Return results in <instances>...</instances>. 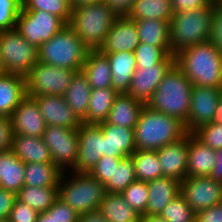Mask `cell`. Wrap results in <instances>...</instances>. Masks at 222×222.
Instances as JSON below:
<instances>
[{
  "label": "cell",
  "mask_w": 222,
  "mask_h": 222,
  "mask_svg": "<svg viewBox=\"0 0 222 222\" xmlns=\"http://www.w3.org/2000/svg\"><path fill=\"white\" fill-rule=\"evenodd\" d=\"M175 64L193 85L222 88V55L210 41L178 52Z\"/></svg>",
  "instance_id": "1"
},
{
  "label": "cell",
  "mask_w": 222,
  "mask_h": 222,
  "mask_svg": "<svg viewBox=\"0 0 222 222\" xmlns=\"http://www.w3.org/2000/svg\"><path fill=\"white\" fill-rule=\"evenodd\" d=\"M188 132L178 118L166 115L145 105L134 127L136 150L156 151L176 142Z\"/></svg>",
  "instance_id": "2"
},
{
  "label": "cell",
  "mask_w": 222,
  "mask_h": 222,
  "mask_svg": "<svg viewBox=\"0 0 222 222\" xmlns=\"http://www.w3.org/2000/svg\"><path fill=\"white\" fill-rule=\"evenodd\" d=\"M193 84L174 64L147 103L151 109L178 118L184 124L188 120Z\"/></svg>",
  "instance_id": "3"
},
{
  "label": "cell",
  "mask_w": 222,
  "mask_h": 222,
  "mask_svg": "<svg viewBox=\"0 0 222 222\" xmlns=\"http://www.w3.org/2000/svg\"><path fill=\"white\" fill-rule=\"evenodd\" d=\"M215 9L213 0L205 8L173 14L170 21V48L173 55L209 41Z\"/></svg>",
  "instance_id": "4"
},
{
  "label": "cell",
  "mask_w": 222,
  "mask_h": 222,
  "mask_svg": "<svg viewBox=\"0 0 222 222\" xmlns=\"http://www.w3.org/2000/svg\"><path fill=\"white\" fill-rule=\"evenodd\" d=\"M118 15L103 1L72 7L69 26L89 50H99Z\"/></svg>",
  "instance_id": "5"
},
{
  "label": "cell",
  "mask_w": 222,
  "mask_h": 222,
  "mask_svg": "<svg viewBox=\"0 0 222 222\" xmlns=\"http://www.w3.org/2000/svg\"><path fill=\"white\" fill-rule=\"evenodd\" d=\"M71 173L67 177L63 172L58 185V198L79 215L97 210L106 194L105 185L88 172Z\"/></svg>",
  "instance_id": "6"
},
{
  "label": "cell",
  "mask_w": 222,
  "mask_h": 222,
  "mask_svg": "<svg viewBox=\"0 0 222 222\" xmlns=\"http://www.w3.org/2000/svg\"><path fill=\"white\" fill-rule=\"evenodd\" d=\"M89 49L66 25L38 48V62L80 72Z\"/></svg>",
  "instance_id": "7"
},
{
  "label": "cell",
  "mask_w": 222,
  "mask_h": 222,
  "mask_svg": "<svg viewBox=\"0 0 222 222\" xmlns=\"http://www.w3.org/2000/svg\"><path fill=\"white\" fill-rule=\"evenodd\" d=\"M38 62V48L12 29L0 32V63L4 73L26 76Z\"/></svg>",
  "instance_id": "8"
},
{
  "label": "cell",
  "mask_w": 222,
  "mask_h": 222,
  "mask_svg": "<svg viewBox=\"0 0 222 222\" xmlns=\"http://www.w3.org/2000/svg\"><path fill=\"white\" fill-rule=\"evenodd\" d=\"M76 71L37 62L25 76L26 94L63 96Z\"/></svg>",
  "instance_id": "9"
},
{
  "label": "cell",
  "mask_w": 222,
  "mask_h": 222,
  "mask_svg": "<svg viewBox=\"0 0 222 222\" xmlns=\"http://www.w3.org/2000/svg\"><path fill=\"white\" fill-rule=\"evenodd\" d=\"M66 24L57 16L39 10H21L16 22V30L30 44L39 48L50 40Z\"/></svg>",
  "instance_id": "10"
},
{
  "label": "cell",
  "mask_w": 222,
  "mask_h": 222,
  "mask_svg": "<svg viewBox=\"0 0 222 222\" xmlns=\"http://www.w3.org/2000/svg\"><path fill=\"white\" fill-rule=\"evenodd\" d=\"M42 138L49 148L53 164L62 172H68L69 169L71 171L77 162L79 148L77 129L46 126Z\"/></svg>",
  "instance_id": "11"
},
{
  "label": "cell",
  "mask_w": 222,
  "mask_h": 222,
  "mask_svg": "<svg viewBox=\"0 0 222 222\" xmlns=\"http://www.w3.org/2000/svg\"><path fill=\"white\" fill-rule=\"evenodd\" d=\"M180 195L195 212L222 203V183L209 176L186 177L180 185Z\"/></svg>",
  "instance_id": "12"
},
{
  "label": "cell",
  "mask_w": 222,
  "mask_h": 222,
  "mask_svg": "<svg viewBox=\"0 0 222 222\" xmlns=\"http://www.w3.org/2000/svg\"><path fill=\"white\" fill-rule=\"evenodd\" d=\"M174 64L175 55L170 54L165 60L153 66L137 67L127 94L147 105L164 76Z\"/></svg>",
  "instance_id": "13"
},
{
  "label": "cell",
  "mask_w": 222,
  "mask_h": 222,
  "mask_svg": "<svg viewBox=\"0 0 222 222\" xmlns=\"http://www.w3.org/2000/svg\"><path fill=\"white\" fill-rule=\"evenodd\" d=\"M221 93L222 88L193 85L188 120L184 124L188 133H193L200 126L213 121Z\"/></svg>",
  "instance_id": "14"
},
{
  "label": "cell",
  "mask_w": 222,
  "mask_h": 222,
  "mask_svg": "<svg viewBox=\"0 0 222 222\" xmlns=\"http://www.w3.org/2000/svg\"><path fill=\"white\" fill-rule=\"evenodd\" d=\"M78 155L75 167L71 172H90L104 156V136L98 124L82 123L77 129Z\"/></svg>",
  "instance_id": "15"
},
{
  "label": "cell",
  "mask_w": 222,
  "mask_h": 222,
  "mask_svg": "<svg viewBox=\"0 0 222 222\" xmlns=\"http://www.w3.org/2000/svg\"><path fill=\"white\" fill-rule=\"evenodd\" d=\"M11 120L14 135L43 137L47 126L36 100L29 95L13 111Z\"/></svg>",
  "instance_id": "16"
},
{
  "label": "cell",
  "mask_w": 222,
  "mask_h": 222,
  "mask_svg": "<svg viewBox=\"0 0 222 222\" xmlns=\"http://www.w3.org/2000/svg\"><path fill=\"white\" fill-rule=\"evenodd\" d=\"M162 175L182 182L187 177L189 133L180 140L156 150Z\"/></svg>",
  "instance_id": "17"
},
{
  "label": "cell",
  "mask_w": 222,
  "mask_h": 222,
  "mask_svg": "<svg viewBox=\"0 0 222 222\" xmlns=\"http://www.w3.org/2000/svg\"><path fill=\"white\" fill-rule=\"evenodd\" d=\"M139 43L135 20L127 16H118L99 51L102 53L134 52Z\"/></svg>",
  "instance_id": "18"
},
{
  "label": "cell",
  "mask_w": 222,
  "mask_h": 222,
  "mask_svg": "<svg viewBox=\"0 0 222 222\" xmlns=\"http://www.w3.org/2000/svg\"><path fill=\"white\" fill-rule=\"evenodd\" d=\"M47 126H63L78 129L82 121L68 106L63 96L42 95L33 97Z\"/></svg>",
  "instance_id": "19"
},
{
  "label": "cell",
  "mask_w": 222,
  "mask_h": 222,
  "mask_svg": "<svg viewBox=\"0 0 222 222\" xmlns=\"http://www.w3.org/2000/svg\"><path fill=\"white\" fill-rule=\"evenodd\" d=\"M104 136V156L125 158L135 150L134 129L100 122Z\"/></svg>",
  "instance_id": "20"
},
{
  "label": "cell",
  "mask_w": 222,
  "mask_h": 222,
  "mask_svg": "<svg viewBox=\"0 0 222 222\" xmlns=\"http://www.w3.org/2000/svg\"><path fill=\"white\" fill-rule=\"evenodd\" d=\"M148 204L146 215H160L162 210L180 194L181 182L171 177H160L147 182Z\"/></svg>",
  "instance_id": "21"
},
{
  "label": "cell",
  "mask_w": 222,
  "mask_h": 222,
  "mask_svg": "<svg viewBox=\"0 0 222 222\" xmlns=\"http://www.w3.org/2000/svg\"><path fill=\"white\" fill-rule=\"evenodd\" d=\"M25 77L18 74H0V116L11 117L26 96Z\"/></svg>",
  "instance_id": "22"
},
{
  "label": "cell",
  "mask_w": 222,
  "mask_h": 222,
  "mask_svg": "<svg viewBox=\"0 0 222 222\" xmlns=\"http://www.w3.org/2000/svg\"><path fill=\"white\" fill-rule=\"evenodd\" d=\"M215 152L193 133H189L187 177L210 176L216 159Z\"/></svg>",
  "instance_id": "23"
},
{
  "label": "cell",
  "mask_w": 222,
  "mask_h": 222,
  "mask_svg": "<svg viewBox=\"0 0 222 222\" xmlns=\"http://www.w3.org/2000/svg\"><path fill=\"white\" fill-rule=\"evenodd\" d=\"M107 55L112 76V87L120 93H127L130 89L132 76L137 68L134 52L122 51L103 53Z\"/></svg>",
  "instance_id": "24"
},
{
  "label": "cell",
  "mask_w": 222,
  "mask_h": 222,
  "mask_svg": "<svg viewBox=\"0 0 222 222\" xmlns=\"http://www.w3.org/2000/svg\"><path fill=\"white\" fill-rule=\"evenodd\" d=\"M145 104L127 93H120L115 98L114 104L105 123L134 129L140 113Z\"/></svg>",
  "instance_id": "25"
},
{
  "label": "cell",
  "mask_w": 222,
  "mask_h": 222,
  "mask_svg": "<svg viewBox=\"0 0 222 222\" xmlns=\"http://www.w3.org/2000/svg\"><path fill=\"white\" fill-rule=\"evenodd\" d=\"M11 150L25 164L53 163L49 148L42 137L13 135Z\"/></svg>",
  "instance_id": "26"
},
{
  "label": "cell",
  "mask_w": 222,
  "mask_h": 222,
  "mask_svg": "<svg viewBox=\"0 0 222 222\" xmlns=\"http://www.w3.org/2000/svg\"><path fill=\"white\" fill-rule=\"evenodd\" d=\"M92 89L112 87L111 68L106 54L99 50H89L82 66Z\"/></svg>",
  "instance_id": "27"
},
{
  "label": "cell",
  "mask_w": 222,
  "mask_h": 222,
  "mask_svg": "<svg viewBox=\"0 0 222 222\" xmlns=\"http://www.w3.org/2000/svg\"><path fill=\"white\" fill-rule=\"evenodd\" d=\"M25 163L13 151L0 152V188L18 193L24 186Z\"/></svg>",
  "instance_id": "28"
},
{
  "label": "cell",
  "mask_w": 222,
  "mask_h": 222,
  "mask_svg": "<svg viewBox=\"0 0 222 222\" xmlns=\"http://www.w3.org/2000/svg\"><path fill=\"white\" fill-rule=\"evenodd\" d=\"M92 88L82 71L76 72L63 97L66 103L82 121L88 113Z\"/></svg>",
  "instance_id": "29"
},
{
  "label": "cell",
  "mask_w": 222,
  "mask_h": 222,
  "mask_svg": "<svg viewBox=\"0 0 222 222\" xmlns=\"http://www.w3.org/2000/svg\"><path fill=\"white\" fill-rule=\"evenodd\" d=\"M98 210L107 222H139L140 218L121 193H106Z\"/></svg>",
  "instance_id": "30"
},
{
  "label": "cell",
  "mask_w": 222,
  "mask_h": 222,
  "mask_svg": "<svg viewBox=\"0 0 222 222\" xmlns=\"http://www.w3.org/2000/svg\"><path fill=\"white\" fill-rule=\"evenodd\" d=\"M118 92L113 87L92 89L88 113L82 120L85 124H98L104 122L114 104Z\"/></svg>",
  "instance_id": "31"
},
{
  "label": "cell",
  "mask_w": 222,
  "mask_h": 222,
  "mask_svg": "<svg viewBox=\"0 0 222 222\" xmlns=\"http://www.w3.org/2000/svg\"><path fill=\"white\" fill-rule=\"evenodd\" d=\"M63 172L53 163L25 164L24 186L58 187Z\"/></svg>",
  "instance_id": "32"
},
{
  "label": "cell",
  "mask_w": 222,
  "mask_h": 222,
  "mask_svg": "<svg viewBox=\"0 0 222 222\" xmlns=\"http://www.w3.org/2000/svg\"><path fill=\"white\" fill-rule=\"evenodd\" d=\"M139 41L153 46H170V21L135 20Z\"/></svg>",
  "instance_id": "33"
},
{
  "label": "cell",
  "mask_w": 222,
  "mask_h": 222,
  "mask_svg": "<svg viewBox=\"0 0 222 222\" xmlns=\"http://www.w3.org/2000/svg\"><path fill=\"white\" fill-rule=\"evenodd\" d=\"M173 14L170 0H135L127 17L132 20L171 21Z\"/></svg>",
  "instance_id": "34"
},
{
  "label": "cell",
  "mask_w": 222,
  "mask_h": 222,
  "mask_svg": "<svg viewBox=\"0 0 222 222\" xmlns=\"http://www.w3.org/2000/svg\"><path fill=\"white\" fill-rule=\"evenodd\" d=\"M16 199L27 204L38 213L47 211L58 199V187L23 186Z\"/></svg>",
  "instance_id": "35"
},
{
  "label": "cell",
  "mask_w": 222,
  "mask_h": 222,
  "mask_svg": "<svg viewBox=\"0 0 222 222\" xmlns=\"http://www.w3.org/2000/svg\"><path fill=\"white\" fill-rule=\"evenodd\" d=\"M131 157L136 180L148 182L163 177L157 151L135 150Z\"/></svg>",
  "instance_id": "36"
},
{
  "label": "cell",
  "mask_w": 222,
  "mask_h": 222,
  "mask_svg": "<svg viewBox=\"0 0 222 222\" xmlns=\"http://www.w3.org/2000/svg\"><path fill=\"white\" fill-rule=\"evenodd\" d=\"M136 180L134 162L131 156L122 158L118 166H114L113 180L106 185V193H122Z\"/></svg>",
  "instance_id": "37"
},
{
  "label": "cell",
  "mask_w": 222,
  "mask_h": 222,
  "mask_svg": "<svg viewBox=\"0 0 222 222\" xmlns=\"http://www.w3.org/2000/svg\"><path fill=\"white\" fill-rule=\"evenodd\" d=\"M23 10H39L59 17L66 25L72 13L70 0H22Z\"/></svg>",
  "instance_id": "38"
},
{
  "label": "cell",
  "mask_w": 222,
  "mask_h": 222,
  "mask_svg": "<svg viewBox=\"0 0 222 222\" xmlns=\"http://www.w3.org/2000/svg\"><path fill=\"white\" fill-rule=\"evenodd\" d=\"M170 54V46H153L143 42L134 50L137 67L153 66L165 60Z\"/></svg>",
  "instance_id": "39"
},
{
  "label": "cell",
  "mask_w": 222,
  "mask_h": 222,
  "mask_svg": "<svg viewBox=\"0 0 222 222\" xmlns=\"http://www.w3.org/2000/svg\"><path fill=\"white\" fill-rule=\"evenodd\" d=\"M121 194L137 214L146 215L149 197L147 182L135 180Z\"/></svg>",
  "instance_id": "40"
},
{
  "label": "cell",
  "mask_w": 222,
  "mask_h": 222,
  "mask_svg": "<svg viewBox=\"0 0 222 222\" xmlns=\"http://www.w3.org/2000/svg\"><path fill=\"white\" fill-rule=\"evenodd\" d=\"M160 216L168 222H194L196 213L179 194L162 210Z\"/></svg>",
  "instance_id": "41"
},
{
  "label": "cell",
  "mask_w": 222,
  "mask_h": 222,
  "mask_svg": "<svg viewBox=\"0 0 222 222\" xmlns=\"http://www.w3.org/2000/svg\"><path fill=\"white\" fill-rule=\"evenodd\" d=\"M21 10L22 0H0V32L16 28Z\"/></svg>",
  "instance_id": "42"
},
{
  "label": "cell",
  "mask_w": 222,
  "mask_h": 222,
  "mask_svg": "<svg viewBox=\"0 0 222 222\" xmlns=\"http://www.w3.org/2000/svg\"><path fill=\"white\" fill-rule=\"evenodd\" d=\"M193 134L211 149H222V124L211 122L202 125Z\"/></svg>",
  "instance_id": "43"
},
{
  "label": "cell",
  "mask_w": 222,
  "mask_h": 222,
  "mask_svg": "<svg viewBox=\"0 0 222 222\" xmlns=\"http://www.w3.org/2000/svg\"><path fill=\"white\" fill-rule=\"evenodd\" d=\"M121 159L120 157L102 156L89 173L106 185L113 180L114 166H118Z\"/></svg>",
  "instance_id": "44"
},
{
  "label": "cell",
  "mask_w": 222,
  "mask_h": 222,
  "mask_svg": "<svg viewBox=\"0 0 222 222\" xmlns=\"http://www.w3.org/2000/svg\"><path fill=\"white\" fill-rule=\"evenodd\" d=\"M39 213L25 203L18 201L14 202V206L10 212L9 222H36Z\"/></svg>",
  "instance_id": "45"
},
{
  "label": "cell",
  "mask_w": 222,
  "mask_h": 222,
  "mask_svg": "<svg viewBox=\"0 0 222 222\" xmlns=\"http://www.w3.org/2000/svg\"><path fill=\"white\" fill-rule=\"evenodd\" d=\"M55 222H78L79 214L61 199H57L50 207Z\"/></svg>",
  "instance_id": "46"
},
{
  "label": "cell",
  "mask_w": 222,
  "mask_h": 222,
  "mask_svg": "<svg viewBox=\"0 0 222 222\" xmlns=\"http://www.w3.org/2000/svg\"><path fill=\"white\" fill-rule=\"evenodd\" d=\"M13 135L11 117L0 116V152L11 149Z\"/></svg>",
  "instance_id": "47"
},
{
  "label": "cell",
  "mask_w": 222,
  "mask_h": 222,
  "mask_svg": "<svg viewBox=\"0 0 222 222\" xmlns=\"http://www.w3.org/2000/svg\"><path fill=\"white\" fill-rule=\"evenodd\" d=\"M209 41L222 55V13L215 9L212 17L211 34Z\"/></svg>",
  "instance_id": "48"
},
{
  "label": "cell",
  "mask_w": 222,
  "mask_h": 222,
  "mask_svg": "<svg viewBox=\"0 0 222 222\" xmlns=\"http://www.w3.org/2000/svg\"><path fill=\"white\" fill-rule=\"evenodd\" d=\"M174 13L207 7L213 0H170Z\"/></svg>",
  "instance_id": "49"
},
{
  "label": "cell",
  "mask_w": 222,
  "mask_h": 222,
  "mask_svg": "<svg viewBox=\"0 0 222 222\" xmlns=\"http://www.w3.org/2000/svg\"><path fill=\"white\" fill-rule=\"evenodd\" d=\"M16 200V193L0 188V219L8 220Z\"/></svg>",
  "instance_id": "50"
},
{
  "label": "cell",
  "mask_w": 222,
  "mask_h": 222,
  "mask_svg": "<svg viewBox=\"0 0 222 222\" xmlns=\"http://www.w3.org/2000/svg\"><path fill=\"white\" fill-rule=\"evenodd\" d=\"M196 222H222V203L196 213Z\"/></svg>",
  "instance_id": "51"
},
{
  "label": "cell",
  "mask_w": 222,
  "mask_h": 222,
  "mask_svg": "<svg viewBox=\"0 0 222 222\" xmlns=\"http://www.w3.org/2000/svg\"><path fill=\"white\" fill-rule=\"evenodd\" d=\"M118 16H127L135 0H102Z\"/></svg>",
  "instance_id": "52"
},
{
  "label": "cell",
  "mask_w": 222,
  "mask_h": 222,
  "mask_svg": "<svg viewBox=\"0 0 222 222\" xmlns=\"http://www.w3.org/2000/svg\"><path fill=\"white\" fill-rule=\"evenodd\" d=\"M215 158L214 167L209 177L214 181L222 183V149L216 150Z\"/></svg>",
  "instance_id": "53"
},
{
  "label": "cell",
  "mask_w": 222,
  "mask_h": 222,
  "mask_svg": "<svg viewBox=\"0 0 222 222\" xmlns=\"http://www.w3.org/2000/svg\"><path fill=\"white\" fill-rule=\"evenodd\" d=\"M78 222H107L103 214L97 209L79 215Z\"/></svg>",
  "instance_id": "54"
},
{
  "label": "cell",
  "mask_w": 222,
  "mask_h": 222,
  "mask_svg": "<svg viewBox=\"0 0 222 222\" xmlns=\"http://www.w3.org/2000/svg\"><path fill=\"white\" fill-rule=\"evenodd\" d=\"M139 222H168L160 215H142L139 218Z\"/></svg>",
  "instance_id": "55"
},
{
  "label": "cell",
  "mask_w": 222,
  "mask_h": 222,
  "mask_svg": "<svg viewBox=\"0 0 222 222\" xmlns=\"http://www.w3.org/2000/svg\"><path fill=\"white\" fill-rule=\"evenodd\" d=\"M36 222H55L54 214H50V208L45 212L39 213Z\"/></svg>",
  "instance_id": "56"
},
{
  "label": "cell",
  "mask_w": 222,
  "mask_h": 222,
  "mask_svg": "<svg viewBox=\"0 0 222 222\" xmlns=\"http://www.w3.org/2000/svg\"><path fill=\"white\" fill-rule=\"evenodd\" d=\"M212 122H217L222 124V93H221V99L218 105L216 106L214 118Z\"/></svg>",
  "instance_id": "57"
},
{
  "label": "cell",
  "mask_w": 222,
  "mask_h": 222,
  "mask_svg": "<svg viewBox=\"0 0 222 222\" xmlns=\"http://www.w3.org/2000/svg\"><path fill=\"white\" fill-rule=\"evenodd\" d=\"M70 1H71V6L76 7V6H81L84 4L100 2L102 0H70Z\"/></svg>",
  "instance_id": "58"
},
{
  "label": "cell",
  "mask_w": 222,
  "mask_h": 222,
  "mask_svg": "<svg viewBox=\"0 0 222 222\" xmlns=\"http://www.w3.org/2000/svg\"><path fill=\"white\" fill-rule=\"evenodd\" d=\"M216 8H222V0H214Z\"/></svg>",
  "instance_id": "59"
},
{
  "label": "cell",
  "mask_w": 222,
  "mask_h": 222,
  "mask_svg": "<svg viewBox=\"0 0 222 222\" xmlns=\"http://www.w3.org/2000/svg\"><path fill=\"white\" fill-rule=\"evenodd\" d=\"M2 73H4V72H3V68H2L1 63H0V74H2Z\"/></svg>",
  "instance_id": "60"
},
{
  "label": "cell",
  "mask_w": 222,
  "mask_h": 222,
  "mask_svg": "<svg viewBox=\"0 0 222 222\" xmlns=\"http://www.w3.org/2000/svg\"><path fill=\"white\" fill-rule=\"evenodd\" d=\"M0 222H9V221H8V220H1V219H0Z\"/></svg>",
  "instance_id": "61"
},
{
  "label": "cell",
  "mask_w": 222,
  "mask_h": 222,
  "mask_svg": "<svg viewBox=\"0 0 222 222\" xmlns=\"http://www.w3.org/2000/svg\"><path fill=\"white\" fill-rule=\"evenodd\" d=\"M217 10H219L222 13V8H216Z\"/></svg>",
  "instance_id": "62"
}]
</instances>
